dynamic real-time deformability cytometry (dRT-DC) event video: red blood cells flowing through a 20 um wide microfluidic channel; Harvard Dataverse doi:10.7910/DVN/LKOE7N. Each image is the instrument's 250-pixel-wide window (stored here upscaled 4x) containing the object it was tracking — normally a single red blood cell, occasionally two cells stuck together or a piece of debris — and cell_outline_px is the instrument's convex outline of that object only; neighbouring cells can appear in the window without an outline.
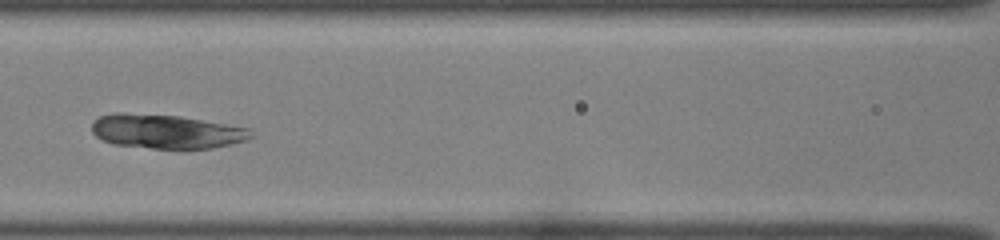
{"species": "common noctule bat (a hibernating species)", "species_latin": "Nyctalus noctula", "temperature_condition": "room temperature", "stored_images_in_passage": 46, "camera_frame_rate_fps": 3000, "um_per_image_px": 0.085, "animal": {"sex": "female", "body_mass_g": 22.0, "forearm_length_mm": 56.7}, "frame": {"image": 1, "passage_image": 20, "time_ms": 6.333, "image_size_px": [1000, 240], "cell_outline_px": [[252, 136], [244, 140], [232, 144], [212, 148], [184, 152], [180, 152], [112, 144], [96, 136], [92, 132], [92, 120], [100, 116], [112, 112], [124, 112], [180, 116], [252, 128]], "centroid_in_image_um": [14.14, 11.21], "position_along_channel_um": 152.5, "area_um2": 32.89}}
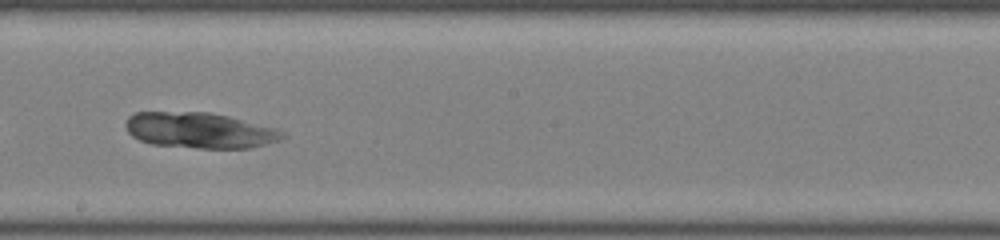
{"frame": {"image": 2, "passage_image": 26, "time_ms": 8.333, "image_size_px": [1000, 240], "cell_outline_px": [[288, 136], [280, 140], [248, 148], [196, 148], [152, 144], [140, 140], [132, 136], [128, 132], [128, 116], [136, 112], [208, 112], [228, 116], [276, 128], [284, 132]], "centroid_in_image_um": [17.01, 11.08], "position_along_channel_um": 231.2, "area_um2": 32.43}}
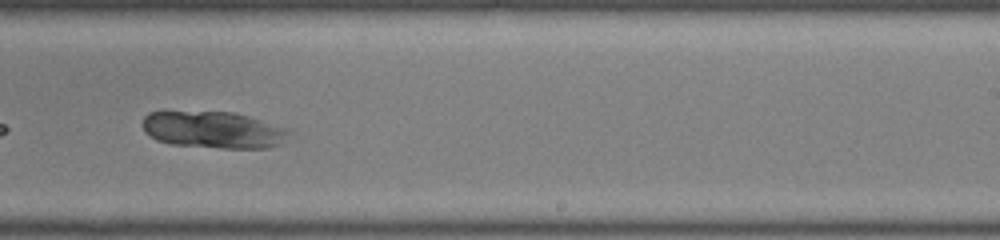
{"frame": {"image": 3, "passage_image": 29, "time_ms": 9.333, "image_size_px": [1000, 240], "cell_outline_px": [[288, 132], [280, 144], [268, 148], [220, 148], [172, 144], [156, 140], [144, 132], [144, 116], [148, 112], [164, 108], [232, 112], [248, 116], [288, 128]], "centroid_in_image_um": [18.02, 10.98], "position_along_channel_um": 271.0, "area_um2": 32.31}}